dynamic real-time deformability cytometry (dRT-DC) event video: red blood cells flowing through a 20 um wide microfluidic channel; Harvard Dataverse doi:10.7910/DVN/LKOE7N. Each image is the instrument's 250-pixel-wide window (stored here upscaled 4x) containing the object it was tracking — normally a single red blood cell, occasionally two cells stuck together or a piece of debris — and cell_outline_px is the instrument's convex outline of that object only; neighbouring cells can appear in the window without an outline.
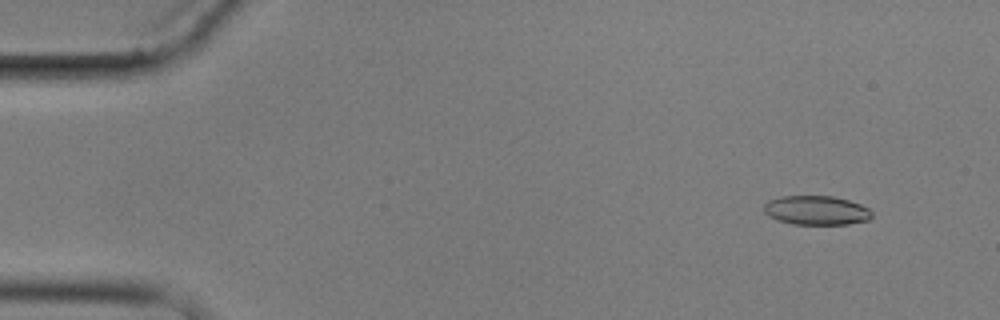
{"species": "common noctule bat (a hibernating species)", "species_latin": "Nyctalus noctula", "temperature_condition": "cold", "stored_images_in_passage": 6, "camera_frame_rate_fps": 3000, "um_per_image_px": 0.085, "animal": {"sex": "male", "body_mass_g": 17.9}, "frame": {"image": 1, "passage_image": 2, "time_ms": 1.0, "image_size_px": [1000, 320], "cell_outline_px": [[872, 216], [868, 220], [848, 224], [792, 224], [776, 220], [768, 216], [764, 212], [764, 204], [768, 200], [780, 196], [832, 196], [848, 200], [860, 204], [868, 208], [872, 212]], "centroid_in_image_um": [69.36, 17.88], "position_along_channel_um": 15.6, "area_um2": 18.44}}
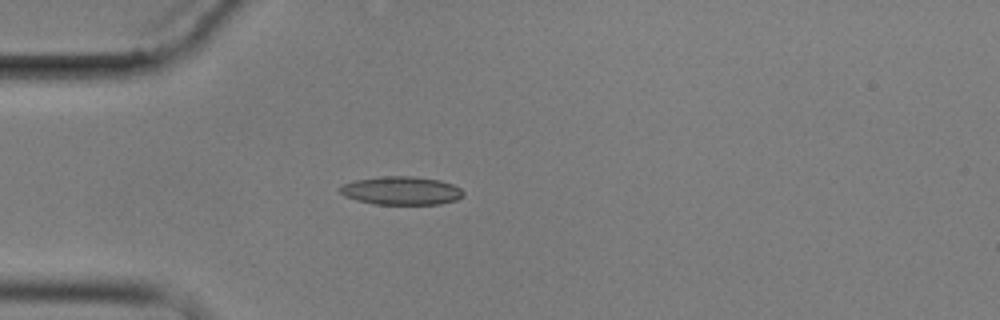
{"frame": {"image": 2, "passage_image": 5, "time_ms": 4.667, "image_size_px": [1000, 320], "cell_outline_px": [[464, 196], [456, 200], [440, 204], [376, 204], [356, 200], [344, 196], [336, 188], [352, 180], [380, 176], [412, 176], [440, 180], [452, 184], [460, 188], [464, 192]], "centroid_in_image_um": [34.09, 16.2], "position_along_channel_um": 50.9, "area_um2": 20.58}}